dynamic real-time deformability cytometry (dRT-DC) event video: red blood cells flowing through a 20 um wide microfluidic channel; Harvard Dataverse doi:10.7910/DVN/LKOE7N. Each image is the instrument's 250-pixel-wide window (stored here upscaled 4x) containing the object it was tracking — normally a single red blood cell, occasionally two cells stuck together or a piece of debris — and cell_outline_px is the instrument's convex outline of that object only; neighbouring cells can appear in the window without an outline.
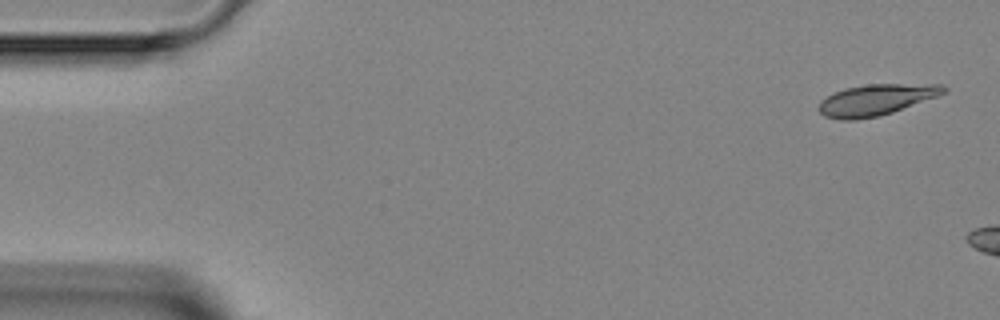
{"species": "Egyptian fruit bat (a non-hibernating species)", "species_latin": "Rousettus aegyptiacus", "temperature_condition": "room temperature", "stored_images_in_passage": 2, "camera_frame_rate_fps": 3000, "um_per_image_px": 0.085, "animal": {"sex": "female"}, "frame": {"image": 1, "passage_image": 1, "time_ms": 0.0, "image_size_px": [1000, 320], "cell_outline_px": [[948, 92], [892, 112], [876, 116], [856, 120], [840, 120], [824, 116], [816, 108], [820, 100], [844, 88], [868, 84], [944, 84], [948, 88]], "centroid_in_image_um": [74.46, 8.48], "position_along_channel_um": 10.5, "area_um2": 22.66}}